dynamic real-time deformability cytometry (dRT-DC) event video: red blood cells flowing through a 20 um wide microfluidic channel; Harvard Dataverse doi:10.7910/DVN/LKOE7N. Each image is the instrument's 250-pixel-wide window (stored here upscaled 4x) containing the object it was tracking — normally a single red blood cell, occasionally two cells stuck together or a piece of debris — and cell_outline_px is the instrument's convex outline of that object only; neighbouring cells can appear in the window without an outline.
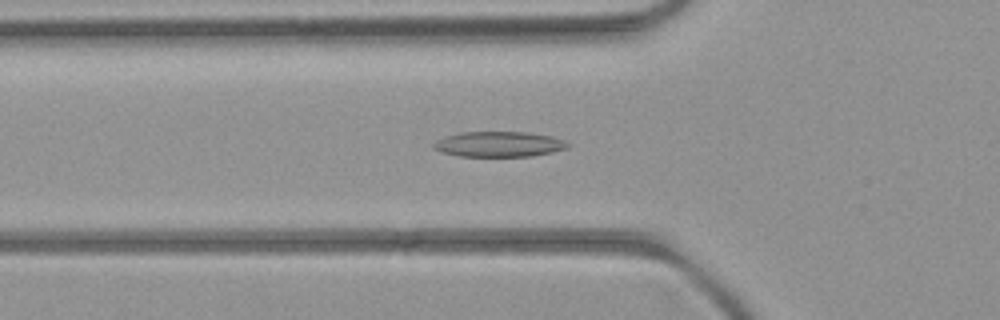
{"species": "common noctule bat (a hibernating species)", "species_latin": "Nyctalus noctula", "temperature_condition": "room temperature", "stored_images_in_passage": 38, "camera_frame_rate_fps": 3000, "um_per_image_px": 0.085, "animal": {"sex": "female", "body_mass_g": 21.9}, "frame": {"image": 1, "passage_image": 4, "time_ms": 1.0, "image_size_px": [1000, 320], "cell_outline_px": [[572, 144], [564, 148], [552, 152], [532, 156], [460, 156], [444, 152], [432, 148], [432, 144], [436, 140], [444, 136], [460, 132], [524, 132], [552, 136], [564, 140]], "centroid_in_image_um": [42.39, 12.25], "position_along_channel_um": 83.4, "area_um2": 19.77}}
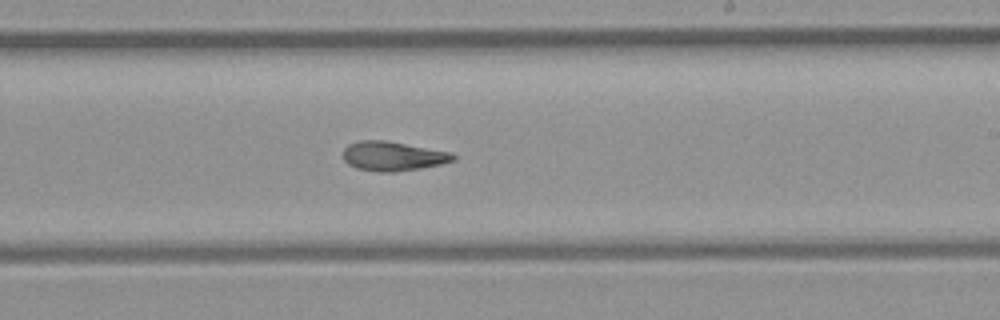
{"frame": {"image": 2, "passage_image": 17, "time_ms": 5.333, "image_size_px": [1000, 320], "cell_outline_px": [[456, 160], [440, 164], [420, 168], [392, 172], [380, 172], [356, 168], [348, 164], [344, 160], [344, 148], [348, 144], [360, 140], [388, 140], [452, 152], [456, 156]], "centroid_in_image_um": [33.41, 13.26], "position_along_channel_um": 255.6, "area_um2": 18.96}}
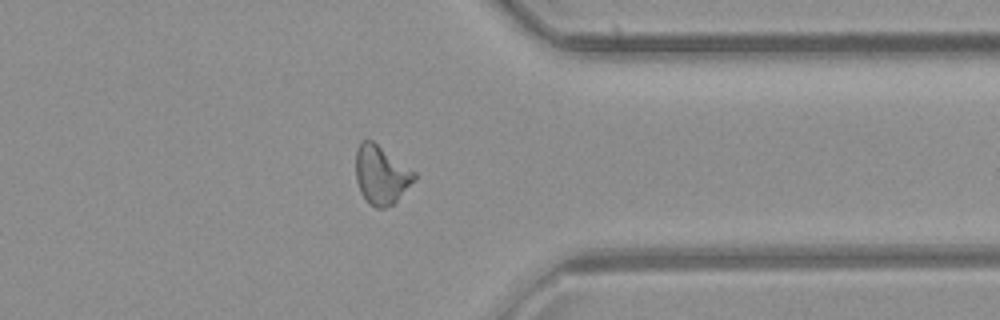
{"frame": {"image": 3, "passage_image": 27, "time_ms": 8.667, "image_size_px": [1000, 320], "cell_outline_px": [[416, 180], [392, 204], [384, 208], [376, 208], [368, 204], [360, 192], [356, 180], [356, 152], [360, 144], [364, 140], [372, 140], [416, 172]], "centroid_in_image_um": [32.4, 14.88], "position_along_channel_um": 379.0, "area_um2": 19.88}, "authors_computed_cell_mechanics": {"area_um2": 19.0162, "velocity_mm_per_s": 3.9563, "shape_relaxation_time_tau1_ms": null, "shape_relaxation_time_tau2_ms": 4.9208, "deformation_change_tau1": null, "deformation_change_tau2": 0.1324}}